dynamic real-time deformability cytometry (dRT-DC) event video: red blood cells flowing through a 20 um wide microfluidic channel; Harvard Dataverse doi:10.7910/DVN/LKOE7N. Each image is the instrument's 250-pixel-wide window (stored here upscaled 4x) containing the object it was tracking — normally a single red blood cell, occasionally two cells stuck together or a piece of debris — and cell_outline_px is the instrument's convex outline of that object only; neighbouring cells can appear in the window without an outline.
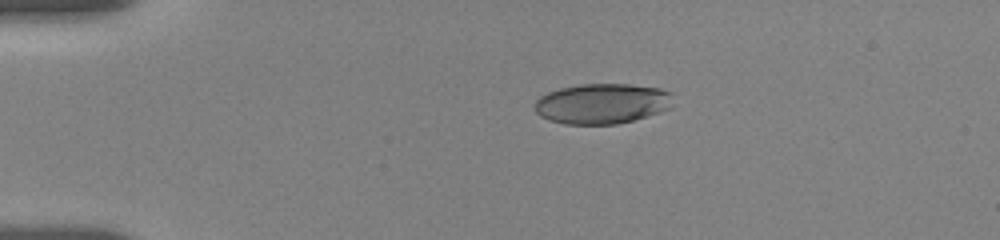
{"species": "human", "species_latin": "Homo sapiens", "temperature_condition": "room temperature", "stored_images_in_passage": 4, "camera_frame_rate_fps": 3000, "um_per_image_px": 0.085, "donor": {"sex": "female"}, "frame": {"image": 1, "passage_image": 1, "time_ms": 0.0, "image_size_px": [1000, 240], "cell_outline_px": [[672, 92], [668, 108], [660, 112], [648, 116], [616, 124], [564, 124], [548, 120], [540, 116], [536, 112], [536, 100], [540, 96], [548, 92], [560, 88], [580, 84], [628, 84], [660, 88]], "centroid_in_image_um": [51.15, 8.8], "position_along_channel_um": 33.8, "area_um2": 32.37}}
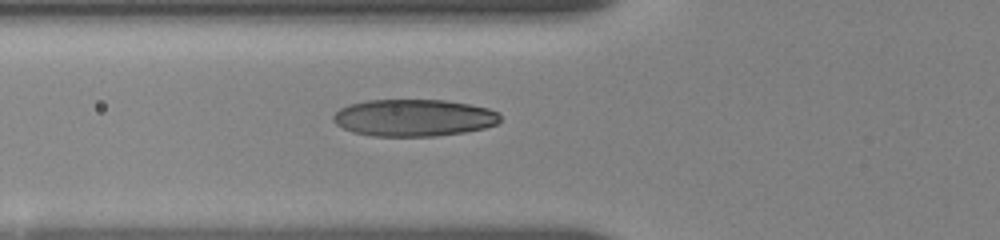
{"frame": {"image": 2, "passage_image": 4, "time_ms": 3.0, "image_size_px": [1000, 240], "cell_outline_px": [[500, 120], [496, 124], [484, 128], [464, 132], [436, 136], [372, 136], [352, 132], [336, 124], [332, 120], [332, 116], [340, 108], [348, 104], [368, 100], [444, 100], [468, 104], [488, 108], [500, 112]], "centroid_in_image_um": [35.16, 10.01], "position_along_channel_um": 90.6, "area_um2": 36.13}}